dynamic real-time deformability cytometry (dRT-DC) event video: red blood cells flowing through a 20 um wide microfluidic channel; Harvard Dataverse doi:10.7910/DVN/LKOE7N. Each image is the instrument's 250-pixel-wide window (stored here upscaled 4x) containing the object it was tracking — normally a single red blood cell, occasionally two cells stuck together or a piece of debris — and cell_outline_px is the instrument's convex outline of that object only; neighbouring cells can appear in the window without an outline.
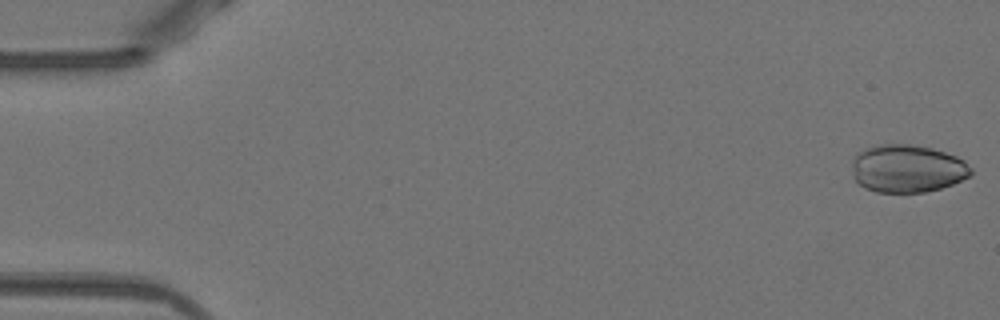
{"species": "Egyptian fruit bat (a non-hibernating species)", "species_latin": "Rousettus aegyptiacus", "temperature_condition": "warm", "stored_images_in_passage": 51, "camera_frame_rate_fps": 3000, "um_per_image_px": 0.085, "animal": {"sex": "female"}, "frame": {"image": 1, "passage_image": 1, "time_ms": 0.0, "image_size_px": [1000, 320], "cell_outline_px": [[972, 172], [968, 176], [952, 184], [940, 188], [924, 192], [876, 192], [864, 188], [852, 176], [852, 160], [856, 152], [864, 148], [880, 144], [912, 144], [932, 148], [956, 156], [964, 160], [972, 168]], "centroid_in_image_um": [77.08, 14.32], "position_along_channel_um": 7.9, "area_um2": 33.35}}
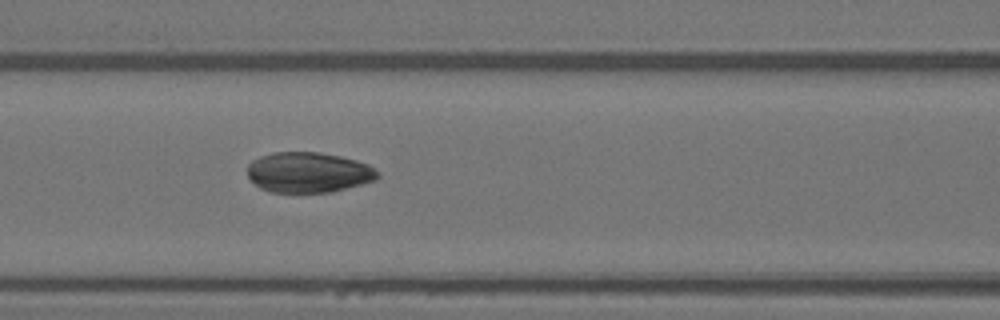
{"frame": {"image": 2, "passage_image": 22, "time_ms": 7.0, "image_size_px": [1000, 320], "cell_outline_px": [[380, 176], [376, 180], [332, 192], [268, 192], [260, 188], [248, 176], [248, 164], [252, 160], [260, 156], [272, 152], [320, 152], [340, 156], [356, 160], [368, 164], [380, 172]], "centroid_in_image_um": [26.23, 14.65], "position_along_channel_um": 140.4, "area_um2": 30.81}}
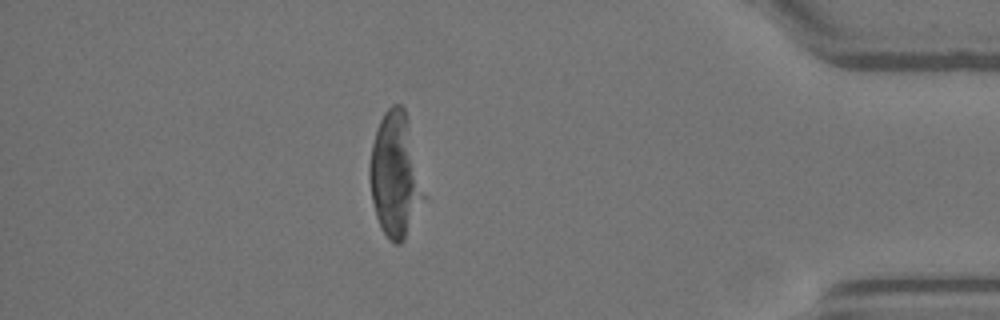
{"frame": {"image": 3, "passage_image": 45, "time_ms": 14.667, "image_size_px": [1000, 320], "cell_outline_px": [[416, 196], [404, 240], [400, 244], [396, 244], [380, 228], [376, 216], [372, 200], [368, 176], [368, 164], [372, 144], [380, 120], [384, 112], [392, 104], [400, 104], [404, 108], [408, 120], [416, 192]], "centroid_in_image_um": [33.37, 14.77], "position_along_channel_um": 401.8, "area_um2": 35.03}}